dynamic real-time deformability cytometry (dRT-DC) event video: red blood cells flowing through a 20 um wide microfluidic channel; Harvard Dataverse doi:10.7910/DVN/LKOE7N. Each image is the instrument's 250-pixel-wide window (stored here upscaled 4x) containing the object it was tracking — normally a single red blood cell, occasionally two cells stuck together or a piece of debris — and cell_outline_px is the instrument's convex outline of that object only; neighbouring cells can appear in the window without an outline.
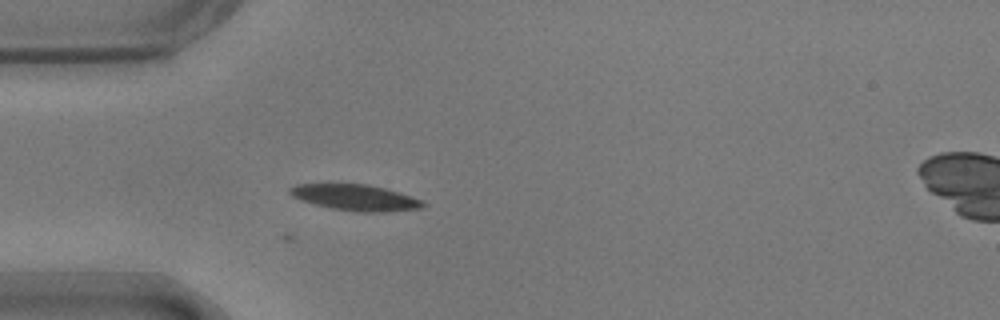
{"species": "common noctule bat (a hibernating species)", "species_latin": "Nyctalus noctula", "temperature_condition": "warm", "stored_images_in_passage": 13, "camera_frame_rate_fps": 3000, "um_per_image_px": 0.085, "animal": {"sex": "male", "body_mass_g": 17.9}, "frame": {"image": 1, "passage_image": 2, "time_ms": 0.333, "image_size_px": [1000, 320], "cell_outline_px": [[428, 204], [424, 208], [388, 212], [360, 212], [332, 208], [300, 200], [292, 196], [288, 192], [288, 188], [296, 184], [368, 184], [384, 188], [420, 200]], "centroid_in_image_um": [30.2, 16.79], "position_along_channel_um": 54.8, "area_um2": 20.06}}
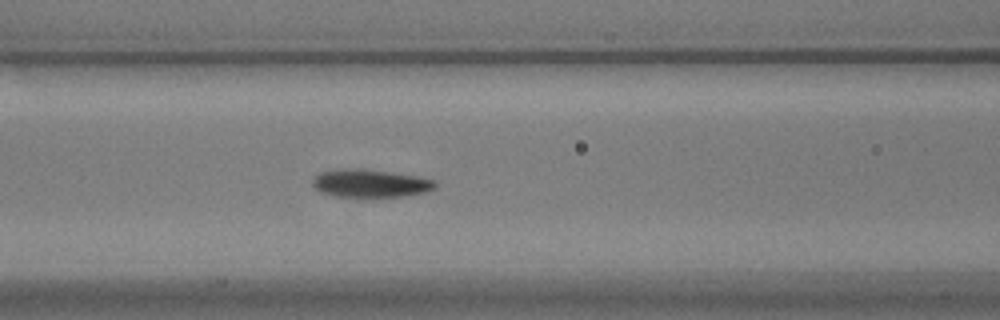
{"frame": {"image": 2, "passage_image": 9, "time_ms": 2.667, "image_size_px": [1000, 320], "cell_outline_px": [[436, 188], [424, 192], [404, 196], [336, 196], [320, 192], [312, 184], [312, 180], [320, 172], [340, 168], [364, 168], [416, 176], [432, 180], [436, 184]], "centroid_in_image_um": [31.43, 15.56], "position_along_channel_um": 135.2, "area_um2": 19.77}}
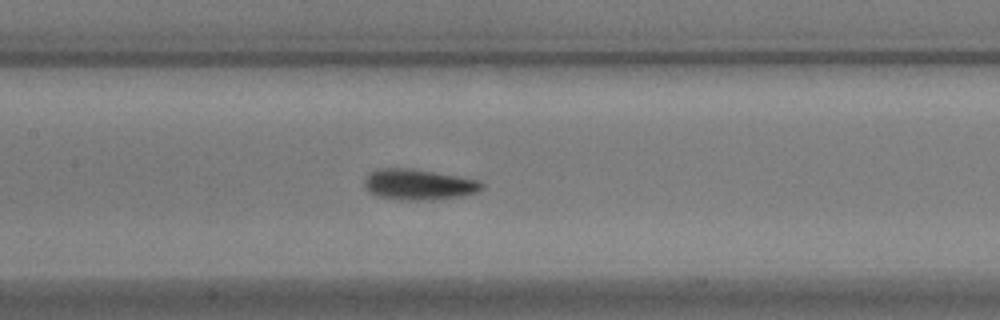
{"frame": {"image": 3, "passage_image": 12, "time_ms": 3.667, "image_size_px": [1000, 320], "cell_outline_px": [[484, 188], [476, 192], [460, 196], [432, 200], [400, 200], [376, 196], [368, 192], [364, 188], [364, 180], [368, 172], [376, 168], [412, 168], [480, 180], [484, 184]], "centroid_in_image_um": [35.53, 15.68], "position_along_channel_um": 171.9, "area_um2": 21.39}}